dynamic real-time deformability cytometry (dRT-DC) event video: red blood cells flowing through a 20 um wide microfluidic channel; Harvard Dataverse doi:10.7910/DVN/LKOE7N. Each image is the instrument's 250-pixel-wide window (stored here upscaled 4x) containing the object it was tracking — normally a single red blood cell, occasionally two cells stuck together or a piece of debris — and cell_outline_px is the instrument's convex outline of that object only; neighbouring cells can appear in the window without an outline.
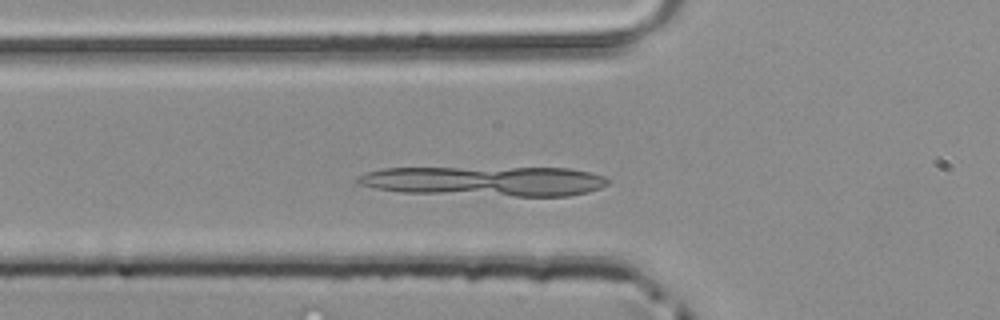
{"species": "common noctule bat (a hibernating species)", "species_latin": "Nyctalus noctula", "temperature_condition": "room temperature", "stored_images_in_passage": 38, "camera_frame_rate_fps": 3000, "um_per_image_px": 0.085, "animal": {"sex": "male", "body_mass_g": 20.4}, "frame": {"image": 1, "passage_image": 5, "time_ms": 1.333, "image_size_px": [1000, 320], "cell_outline_px": [[612, 180], [608, 184], [600, 188], [588, 192], [568, 196], [512, 196], [400, 192], [376, 188], [356, 184], [352, 180], [356, 176], [368, 172], [384, 168], [568, 168], [588, 172], [604, 176]], "centroid_in_image_um": [41.21, 15.4], "position_along_channel_um": 84.6, "area_um2": 43.7}}
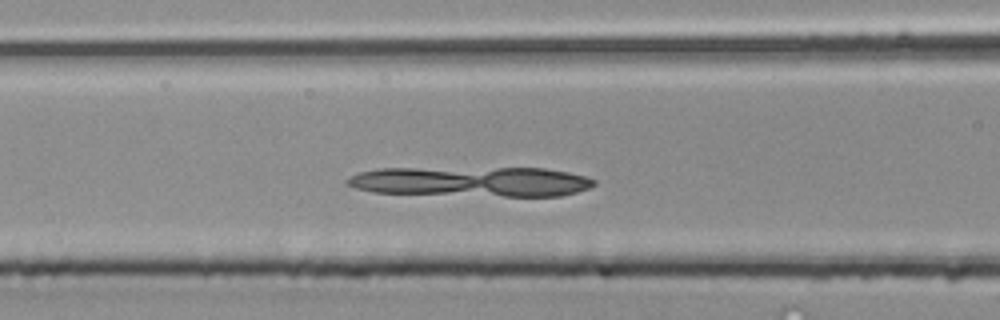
{"frame": {"image": 2, "passage_image": 8, "time_ms": 2.333, "image_size_px": [1000, 320], "cell_outline_px": [[596, 184], [588, 188], [576, 192], [560, 196], [504, 196], [372, 192], [356, 188], [344, 184], [344, 180], [360, 172], [380, 168], [544, 168], [568, 172], [584, 176], [596, 180]], "centroid_in_image_um": [40.07, 15.43], "position_along_channel_um": 126.5, "area_um2": 43.06}}